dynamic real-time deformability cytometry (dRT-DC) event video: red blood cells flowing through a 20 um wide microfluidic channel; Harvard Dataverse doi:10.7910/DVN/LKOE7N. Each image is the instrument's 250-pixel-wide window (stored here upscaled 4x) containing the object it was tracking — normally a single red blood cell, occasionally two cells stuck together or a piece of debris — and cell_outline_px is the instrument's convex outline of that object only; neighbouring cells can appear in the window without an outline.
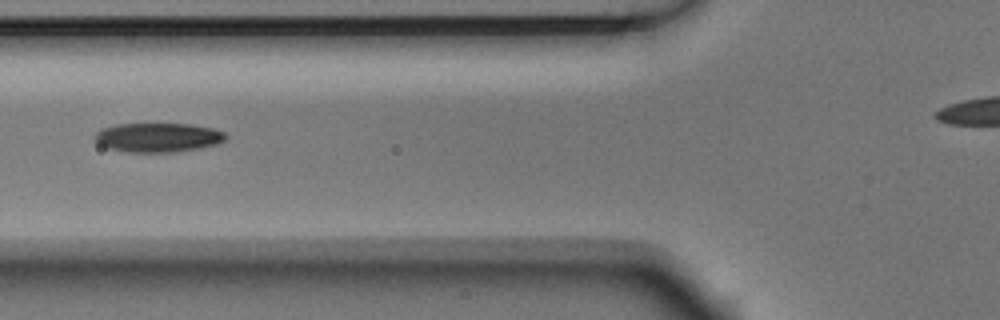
{"species": "Egyptian fruit bat (a non-hibernating species)", "species_latin": "Rousettus aegyptiacus", "temperature_condition": "room temperature", "stored_images_in_passage": 5, "camera_frame_rate_fps": 3000, "um_per_image_px": 0.085, "animal": {"sex": "male"}, "frame": {"image": 1, "passage_image": 5, "time_ms": 1.333, "image_size_px": [1000, 320], "cell_outline_px": [[228, 136], [224, 140], [216, 144], [196, 148], [172, 152], [124, 152], [108, 148], [100, 144], [96, 140], [96, 132], [100, 128], [116, 124], [192, 124], [212, 128], [224, 132]], "centroid_in_image_um": [13.41, 11.67], "position_along_channel_um": 112.4, "area_um2": 22.14}}